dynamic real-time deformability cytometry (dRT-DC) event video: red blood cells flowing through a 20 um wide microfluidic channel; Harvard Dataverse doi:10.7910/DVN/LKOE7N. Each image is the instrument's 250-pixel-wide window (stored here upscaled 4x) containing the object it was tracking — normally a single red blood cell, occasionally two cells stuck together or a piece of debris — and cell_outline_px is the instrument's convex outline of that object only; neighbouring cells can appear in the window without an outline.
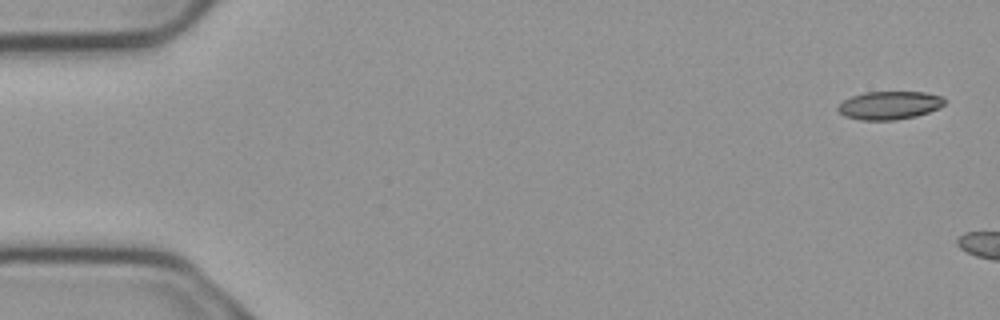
{"species": "common noctule bat (a hibernating species)", "species_latin": "Nyctalus noctula", "temperature_condition": "cold", "stored_images_in_passage": 6, "camera_frame_rate_fps": 3000, "um_per_image_px": 0.085, "animal": {"sex": "male", "body_mass_g": 23.1, "forearm_length_mm": 52.7}, "frame": {"image": 1, "passage_image": 1, "time_ms": 0.0, "image_size_px": [1000, 320], "cell_outline_px": [[944, 104], [940, 108], [916, 116], [896, 120], [860, 120], [844, 116], [836, 108], [844, 100], [852, 96], [864, 92], [924, 92], [944, 96]], "centroid_in_image_um": [75.61, 8.95], "position_along_channel_um": 9.4, "area_um2": 17.57}}
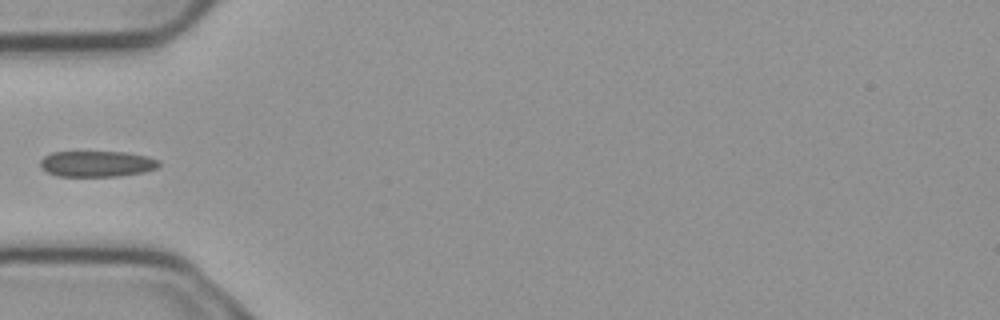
{"frame": {"image": 2, "passage_image": 6, "time_ms": 1.667, "image_size_px": [1000, 320], "cell_outline_px": [[160, 168], [144, 172], [120, 176], [56, 176], [40, 168], [40, 160], [44, 156], [52, 152], [124, 152], [148, 156], [160, 160]], "centroid_in_image_um": [8.27, 13.93], "position_along_channel_um": 76.7, "area_um2": 18.15}}